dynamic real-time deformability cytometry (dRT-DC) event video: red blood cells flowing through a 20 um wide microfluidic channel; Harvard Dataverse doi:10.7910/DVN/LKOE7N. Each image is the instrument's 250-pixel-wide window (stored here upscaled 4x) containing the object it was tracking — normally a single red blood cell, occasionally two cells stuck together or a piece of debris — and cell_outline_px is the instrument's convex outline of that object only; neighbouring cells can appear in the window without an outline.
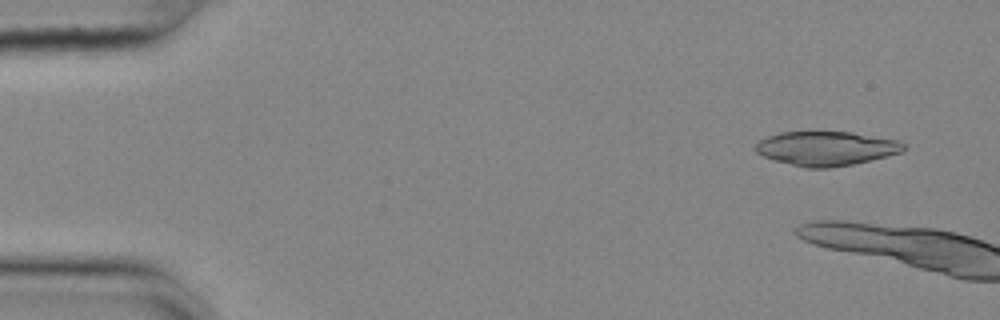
{"species": "common noctule bat (a hibernating species)", "species_latin": "Nyctalus noctula", "temperature_condition": "cold", "stored_images_in_passage": 8, "camera_frame_rate_fps": 3000, "um_per_image_px": 0.085, "animal": {"sex": "female", "body_mass_g": 25.1}, "frame": {"image": 1, "passage_image": 4, "time_ms": 1.0, "image_size_px": [1000, 320], "cell_outline_px": [[908, 148], [900, 152], [888, 156], [852, 164], [828, 168], [804, 168], [776, 160], [764, 156], [756, 152], [756, 144], [760, 140], [768, 136], [780, 132], [852, 132], [896, 140], [904, 144]], "centroid_in_image_um": [70.24, 12.62], "position_along_channel_um": 14.8, "area_um2": 29.3}}